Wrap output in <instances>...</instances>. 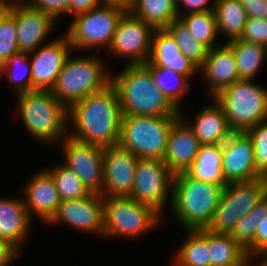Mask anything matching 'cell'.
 <instances>
[{
  "label": "cell",
  "instance_id": "7dc6e473",
  "mask_svg": "<svg viewBox=\"0 0 267 266\" xmlns=\"http://www.w3.org/2000/svg\"><path fill=\"white\" fill-rule=\"evenodd\" d=\"M256 259L254 257H249L244 263L237 265V266H253L254 265V263H252L253 260H255L254 262L256 263V265H254V266H263L261 259L260 258H256ZM257 262H258V264H257ZM251 263H252V265H251Z\"/></svg>",
  "mask_w": 267,
  "mask_h": 266
},
{
  "label": "cell",
  "instance_id": "e0dca14e",
  "mask_svg": "<svg viewBox=\"0 0 267 266\" xmlns=\"http://www.w3.org/2000/svg\"><path fill=\"white\" fill-rule=\"evenodd\" d=\"M139 158L119 144L103 147V197L129 196Z\"/></svg>",
  "mask_w": 267,
  "mask_h": 266
},
{
  "label": "cell",
  "instance_id": "d4e9b609",
  "mask_svg": "<svg viewBox=\"0 0 267 266\" xmlns=\"http://www.w3.org/2000/svg\"><path fill=\"white\" fill-rule=\"evenodd\" d=\"M222 144L200 145L195 161L185 171L193 179L200 180L223 188L227 182L222 169Z\"/></svg>",
  "mask_w": 267,
  "mask_h": 266
},
{
  "label": "cell",
  "instance_id": "e575fe53",
  "mask_svg": "<svg viewBox=\"0 0 267 266\" xmlns=\"http://www.w3.org/2000/svg\"><path fill=\"white\" fill-rule=\"evenodd\" d=\"M45 169L54 178L61 201L80 199L90 194L78 175L63 163H55V166Z\"/></svg>",
  "mask_w": 267,
  "mask_h": 266
},
{
  "label": "cell",
  "instance_id": "ab89813d",
  "mask_svg": "<svg viewBox=\"0 0 267 266\" xmlns=\"http://www.w3.org/2000/svg\"><path fill=\"white\" fill-rule=\"evenodd\" d=\"M32 8L51 16L56 22L58 17L69 15V0H27Z\"/></svg>",
  "mask_w": 267,
  "mask_h": 266
},
{
  "label": "cell",
  "instance_id": "44dd1931",
  "mask_svg": "<svg viewBox=\"0 0 267 266\" xmlns=\"http://www.w3.org/2000/svg\"><path fill=\"white\" fill-rule=\"evenodd\" d=\"M200 142L189 125L179 117L171 127L163 162L176 175L195 161Z\"/></svg>",
  "mask_w": 267,
  "mask_h": 266
},
{
  "label": "cell",
  "instance_id": "9a60e30c",
  "mask_svg": "<svg viewBox=\"0 0 267 266\" xmlns=\"http://www.w3.org/2000/svg\"><path fill=\"white\" fill-rule=\"evenodd\" d=\"M72 52V45L65 33L29 52L32 90H51Z\"/></svg>",
  "mask_w": 267,
  "mask_h": 266
},
{
  "label": "cell",
  "instance_id": "30bf717a",
  "mask_svg": "<svg viewBox=\"0 0 267 266\" xmlns=\"http://www.w3.org/2000/svg\"><path fill=\"white\" fill-rule=\"evenodd\" d=\"M267 194V178L227 183L219 204L206 228L218 234H230L235 225Z\"/></svg>",
  "mask_w": 267,
  "mask_h": 266
},
{
  "label": "cell",
  "instance_id": "7bdbcfd3",
  "mask_svg": "<svg viewBox=\"0 0 267 266\" xmlns=\"http://www.w3.org/2000/svg\"><path fill=\"white\" fill-rule=\"evenodd\" d=\"M246 10L247 18L267 19V0H240Z\"/></svg>",
  "mask_w": 267,
  "mask_h": 266
},
{
  "label": "cell",
  "instance_id": "5b68a950",
  "mask_svg": "<svg viewBox=\"0 0 267 266\" xmlns=\"http://www.w3.org/2000/svg\"><path fill=\"white\" fill-rule=\"evenodd\" d=\"M103 60L97 54L69 55L51 89L52 94L69 109L75 102L102 90L111 83V71Z\"/></svg>",
  "mask_w": 267,
  "mask_h": 266
},
{
  "label": "cell",
  "instance_id": "836d02e7",
  "mask_svg": "<svg viewBox=\"0 0 267 266\" xmlns=\"http://www.w3.org/2000/svg\"><path fill=\"white\" fill-rule=\"evenodd\" d=\"M2 76L7 77L15 94L32 91V73L28 52L20 51L9 58L0 67V79Z\"/></svg>",
  "mask_w": 267,
  "mask_h": 266
},
{
  "label": "cell",
  "instance_id": "f546056e",
  "mask_svg": "<svg viewBox=\"0 0 267 266\" xmlns=\"http://www.w3.org/2000/svg\"><path fill=\"white\" fill-rule=\"evenodd\" d=\"M130 12L154 29H165L178 19L175 0H135Z\"/></svg>",
  "mask_w": 267,
  "mask_h": 266
},
{
  "label": "cell",
  "instance_id": "1f68e13d",
  "mask_svg": "<svg viewBox=\"0 0 267 266\" xmlns=\"http://www.w3.org/2000/svg\"><path fill=\"white\" fill-rule=\"evenodd\" d=\"M266 215L267 194L256 203L248 214L242 217L229 234L247 251L250 257L255 258L256 229Z\"/></svg>",
  "mask_w": 267,
  "mask_h": 266
},
{
  "label": "cell",
  "instance_id": "6da1fadb",
  "mask_svg": "<svg viewBox=\"0 0 267 266\" xmlns=\"http://www.w3.org/2000/svg\"><path fill=\"white\" fill-rule=\"evenodd\" d=\"M68 116L70 137L101 147L118 145L122 114L116 89L111 83L75 102L68 109Z\"/></svg>",
  "mask_w": 267,
  "mask_h": 266
},
{
  "label": "cell",
  "instance_id": "bcb514c9",
  "mask_svg": "<svg viewBox=\"0 0 267 266\" xmlns=\"http://www.w3.org/2000/svg\"><path fill=\"white\" fill-rule=\"evenodd\" d=\"M135 0H101L104 5H115L130 11Z\"/></svg>",
  "mask_w": 267,
  "mask_h": 266
},
{
  "label": "cell",
  "instance_id": "74e56055",
  "mask_svg": "<svg viewBox=\"0 0 267 266\" xmlns=\"http://www.w3.org/2000/svg\"><path fill=\"white\" fill-rule=\"evenodd\" d=\"M246 132L254 145V157L258 172L267 178V120L249 128Z\"/></svg>",
  "mask_w": 267,
  "mask_h": 266
},
{
  "label": "cell",
  "instance_id": "ee69618b",
  "mask_svg": "<svg viewBox=\"0 0 267 266\" xmlns=\"http://www.w3.org/2000/svg\"><path fill=\"white\" fill-rule=\"evenodd\" d=\"M20 252L5 239L0 238V266H11Z\"/></svg>",
  "mask_w": 267,
  "mask_h": 266
},
{
  "label": "cell",
  "instance_id": "f6af8a7d",
  "mask_svg": "<svg viewBox=\"0 0 267 266\" xmlns=\"http://www.w3.org/2000/svg\"><path fill=\"white\" fill-rule=\"evenodd\" d=\"M102 5L101 0H69V15L72 17L76 14L87 12L93 8Z\"/></svg>",
  "mask_w": 267,
  "mask_h": 266
},
{
  "label": "cell",
  "instance_id": "52a82bcc",
  "mask_svg": "<svg viewBox=\"0 0 267 266\" xmlns=\"http://www.w3.org/2000/svg\"><path fill=\"white\" fill-rule=\"evenodd\" d=\"M214 98L234 132H246L267 120V88L252 80L236 81Z\"/></svg>",
  "mask_w": 267,
  "mask_h": 266
},
{
  "label": "cell",
  "instance_id": "60d3db41",
  "mask_svg": "<svg viewBox=\"0 0 267 266\" xmlns=\"http://www.w3.org/2000/svg\"><path fill=\"white\" fill-rule=\"evenodd\" d=\"M209 1L210 0H175L177 14L178 16H181L189 13H198L206 11L214 12L216 0H212V4ZM182 6L184 10H182Z\"/></svg>",
  "mask_w": 267,
  "mask_h": 266
},
{
  "label": "cell",
  "instance_id": "7a4b0ae2",
  "mask_svg": "<svg viewBox=\"0 0 267 266\" xmlns=\"http://www.w3.org/2000/svg\"><path fill=\"white\" fill-rule=\"evenodd\" d=\"M111 74L122 116H179V110L164 96L143 65H126Z\"/></svg>",
  "mask_w": 267,
  "mask_h": 266
},
{
  "label": "cell",
  "instance_id": "7402d4cb",
  "mask_svg": "<svg viewBox=\"0 0 267 266\" xmlns=\"http://www.w3.org/2000/svg\"><path fill=\"white\" fill-rule=\"evenodd\" d=\"M212 105L199 110L194 120H189L183 115L184 111H179V116L189 125L200 144H222L234 132L226 119L222 106L211 98ZM187 118V119H186Z\"/></svg>",
  "mask_w": 267,
  "mask_h": 266
},
{
  "label": "cell",
  "instance_id": "5bb4252c",
  "mask_svg": "<svg viewBox=\"0 0 267 266\" xmlns=\"http://www.w3.org/2000/svg\"><path fill=\"white\" fill-rule=\"evenodd\" d=\"M62 224L72 229L102 236L104 233V197L100 194L90 193L80 199L62 200L51 220L50 225Z\"/></svg>",
  "mask_w": 267,
  "mask_h": 266
},
{
  "label": "cell",
  "instance_id": "2e32d148",
  "mask_svg": "<svg viewBox=\"0 0 267 266\" xmlns=\"http://www.w3.org/2000/svg\"><path fill=\"white\" fill-rule=\"evenodd\" d=\"M221 169L227 183L247 182L263 177L258 172L254 145L247 132H233L222 143Z\"/></svg>",
  "mask_w": 267,
  "mask_h": 266
},
{
  "label": "cell",
  "instance_id": "ba28073f",
  "mask_svg": "<svg viewBox=\"0 0 267 266\" xmlns=\"http://www.w3.org/2000/svg\"><path fill=\"white\" fill-rule=\"evenodd\" d=\"M164 217L153 207L128 196L104 197L103 238H140L151 229L161 227Z\"/></svg>",
  "mask_w": 267,
  "mask_h": 266
},
{
  "label": "cell",
  "instance_id": "8992f818",
  "mask_svg": "<svg viewBox=\"0 0 267 266\" xmlns=\"http://www.w3.org/2000/svg\"><path fill=\"white\" fill-rule=\"evenodd\" d=\"M180 116H122L119 145L139 159L163 161L172 124Z\"/></svg>",
  "mask_w": 267,
  "mask_h": 266
},
{
  "label": "cell",
  "instance_id": "8fae6325",
  "mask_svg": "<svg viewBox=\"0 0 267 266\" xmlns=\"http://www.w3.org/2000/svg\"><path fill=\"white\" fill-rule=\"evenodd\" d=\"M173 179L174 174L163 161L139 159L132 191L128 197L153 207L163 216L165 206L172 202Z\"/></svg>",
  "mask_w": 267,
  "mask_h": 266
},
{
  "label": "cell",
  "instance_id": "f35d334b",
  "mask_svg": "<svg viewBox=\"0 0 267 266\" xmlns=\"http://www.w3.org/2000/svg\"><path fill=\"white\" fill-rule=\"evenodd\" d=\"M239 39L267 47V19L247 18L243 34Z\"/></svg>",
  "mask_w": 267,
  "mask_h": 266
},
{
  "label": "cell",
  "instance_id": "603a6c76",
  "mask_svg": "<svg viewBox=\"0 0 267 266\" xmlns=\"http://www.w3.org/2000/svg\"><path fill=\"white\" fill-rule=\"evenodd\" d=\"M148 63L159 68L174 70L190 80L199 73V68L182 53L166 29H155Z\"/></svg>",
  "mask_w": 267,
  "mask_h": 266
},
{
  "label": "cell",
  "instance_id": "ffe728a7",
  "mask_svg": "<svg viewBox=\"0 0 267 266\" xmlns=\"http://www.w3.org/2000/svg\"><path fill=\"white\" fill-rule=\"evenodd\" d=\"M208 84V96L215 97L220 91L239 81V73L232 48L224 42L209 50L198 75Z\"/></svg>",
  "mask_w": 267,
  "mask_h": 266
},
{
  "label": "cell",
  "instance_id": "4316f807",
  "mask_svg": "<svg viewBox=\"0 0 267 266\" xmlns=\"http://www.w3.org/2000/svg\"><path fill=\"white\" fill-rule=\"evenodd\" d=\"M233 50L239 80H254L267 58V47L235 39L226 42Z\"/></svg>",
  "mask_w": 267,
  "mask_h": 266
},
{
  "label": "cell",
  "instance_id": "d6a6232c",
  "mask_svg": "<svg viewBox=\"0 0 267 266\" xmlns=\"http://www.w3.org/2000/svg\"><path fill=\"white\" fill-rule=\"evenodd\" d=\"M190 34L209 50L221 44L216 41L218 36L215 12H198L178 16Z\"/></svg>",
  "mask_w": 267,
  "mask_h": 266
},
{
  "label": "cell",
  "instance_id": "4fadbf2b",
  "mask_svg": "<svg viewBox=\"0 0 267 266\" xmlns=\"http://www.w3.org/2000/svg\"><path fill=\"white\" fill-rule=\"evenodd\" d=\"M62 144V162L73 170L90 193L102 194L104 183L103 147L76 140L69 135Z\"/></svg>",
  "mask_w": 267,
  "mask_h": 266
},
{
  "label": "cell",
  "instance_id": "f1b7e54d",
  "mask_svg": "<svg viewBox=\"0 0 267 266\" xmlns=\"http://www.w3.org/2000/svg\"><path fill=\"white\" fill-rule=\"evenodd\" d=\"M217 31L227 37L226 42L239 39L243 34L247 15L240 0H216Z\"/></svg>",
  "mask_w": 267,
  "mask_h": 266
},
{
  "label": "cell",
  "instance_id": "277c9868",
  "mask_svg": "<svg viewBox=\"0 0 267 266\" xmlns=\"http://www.w3.org/2000/svg\"><path fill=\"white\" fill-rule=\"evenodd\" d=\"M223 187L193 179L185 172L174 175L172 217L184 229H206L216 210Z\"/></svg>",
  "mask_w": 267,
  "mask_h": 266
},
{
  "label": "cell",
  "instance_id": "b9f144b4",
  "mask_svg": "<svg viewBox=\"0 0 267 266\" xmlns=\"http://www.w3.org/2000/svg\"><path fill=\"white\" fill-rule=\"evenodd\" d=\"M267 255V215L262 219L256 229L255 258L262 259Z\"/></svg>",
  "mask_w": 267,
  "mask_h": 266
},
{
  "label": "cell",
  "instance_id": "9c48e42d",
  "mask_svg": "<svg viewBox=\"0 0 267 266\" xmlns=\"http://www.w3.org/2000/svg\"><path fill=\"white\" fill-rule=\"evenodd\" d=\"M126 10L115 5H100L73 16L64 32L74 50L109 49L117 25Z\"/></svg>",
  "mask_w": 267,
  "mask_h": 266
},
{
  "label": "cell",
  "instance_id": "484cf974",
  "mask_svg": "<svg viewBox=\"0 0 267 266\" xmlns=\"http://www.w3.org/2000/svg\"><path fill=\"white\" fill-rule=\"evenodd\" d=\"M172 266H209L208 230L187 229Z\"/></svg>",
  "mask_w": 267,
  "mask_h": 266
},
{
  "label": "cell",
  "instance_id": "3957f363",
  "mask_svg": "<svg viewBox=\"0 0 267 266\" xmlns=\"http://www.w3.org/2000/svg\"><path fill=\"white\" fill-rule=\"evenodd\" d=\"M15 95L24 129L35 140L59 145L68 136V108L51 90H32Z\"/></svg>",
  "mask_w": 267,
  "mask_h": 266
},
{
  "label": "cell",
  "instance_id": "681fc988",
  "mask_svg": "<svg viewBox=\"0 0 267 266\" xmlns=\"http://www.w3.org/2000/svg\"><path fill=\"white\" fill-rule=\"evenodd\" d=\"M13 1H16V2H26L27 0H13Z\"/></svg>",
  "mask_w": 267,
  "mask_h": 266
},
{
  "label": "cell",
  "instance_id": "83f0119b",
  "mask_svg": "<svg viewBox=\"0 0 267 266\" xmlns=\"http://www.w3.org/2000/svg\"><path fill=\"white\" fill-rule=\"evenodd\" d=\"M209 266H237L250 256L229 234L208 230Z\"/></svg>",
  "mask_w": 267,
  "mask_h": 266
},
{
  "label": "cell",
  "instance_id": "d590c367",
  "mask_svg": "<svg viewBox=\"0 0 267 266\" xmlns=\"http://www.w3.org/2000/svg\"><path fill=\"white\" fill-rule=\"evenodd\" d=\"M165 29L174 38L182 53L200 68L208 55L209 49L199 43L179 19L172 21Z\"/></svg>",
  "mask_w": 267,
  "mask_h": 266
},
{
  "label": "cell",
  "instance_id": "8d00e7d4",
  "mask_svg": "<svg viewBox=\"0 0 267 266\" xmlns=\"http://www.w3.org/2000/svg\"><path fill=\"white\" fill-rule=\"evenodd\" d=\"M18 52L15 18L8 12V0H0V67Z\"/></svg>",
  "mask_w": 267,
  "mask_h": 266
},
{
  "label": "cell",
  "instance_id": "cb8c5ba5",
  "mask_svg": "<svg viewBox=\"0 0 267 266\" xmlns=\"http://www.w3.org/2000/svg\"><path fill=\"white\" fill-rule=\"evenodd\" d=\"M32 220L23 197H0V238L8 241L19 252L30 234Z\"/></svg>",
  "mask_w": 267,
  "mask_h": 266
},
{
  "label": "cell",
  "instance_id": "7c38bea8",
  "mask_svg": "<svg viewBox=\"0 0 267 266\" xmlns=\"http://www.w3.org/2000/svg\"><path fill=\"white\" fill-rule=\"evenodd\" d=\"M154 31L152 26L126 11L118 22L113 41L106 52L110 56L126 59V65L145 64L151 53Z\"/></svg>",
  "mask_w": 267,
  "mask_h": 266
},
{
  "label": "cell",
  "instance_id": "ac0fdd59",
  "mask_svg": "<svg viewBox=\"0 0 267 266\" xmlns=\"http://www.w3.org/2000/svg\"><path fill=\"white\" fill-rule=\"evenodd\" d=\"M8 12L15 18L18 46L22 52L37 50L57 26L51 16L27 2L8 0Z\"/></svg>",
  "mask_w": 267,
  "mask_h": 266
},
{
  "label": "cell",
  "instance_id": "4dcf8cb0",
  "mask_svg": "<svg viewBox=\"0 0 267 266\" xmlns=\"http://www.w3.org/2000/svg\"><path fill=\"white\" fill-rule=\"evenodd\" d=\"M143 65L151 72L154 83L164 96L179 111L183 110L181 107V101L190 90V79L174 70L159 68L157 66L150 65L148 62Z\"/></svg>",
  "mask_w": 267,
  "mask_h": 266
},
{
  "label": "cell",
  "instance_id": "c3c4849f",
  "mask_svg": "<svg viewBox=\"0 0 267 266\" xmlns=\"http://www.w3.org/2000/svg\"><path fill=\"white\" fill-rule=\"evenodd\" d=\"M262 265L267 266V255L261 259Z\"/></svg>",
  "mask_w": 267,
  "mask_h": 266
},
{
  "label": "cell",
  "instance_id": "d6986e66",
  "mask_svg": "<svg viewBox=\"0 0 267 266\" xmlns=\"http://www.w3.org/2000/svg\"><path fill=\"white\" fill-rule=\"evenodd\" d=\"M24 184L21 194L29 215L32 219L33 216L38 217L47 225L61 202L54 178L44 168L38 170Z\"/></svg>",
  "mask_w": 267,
  "mask_h": 266
}]
</instances>
